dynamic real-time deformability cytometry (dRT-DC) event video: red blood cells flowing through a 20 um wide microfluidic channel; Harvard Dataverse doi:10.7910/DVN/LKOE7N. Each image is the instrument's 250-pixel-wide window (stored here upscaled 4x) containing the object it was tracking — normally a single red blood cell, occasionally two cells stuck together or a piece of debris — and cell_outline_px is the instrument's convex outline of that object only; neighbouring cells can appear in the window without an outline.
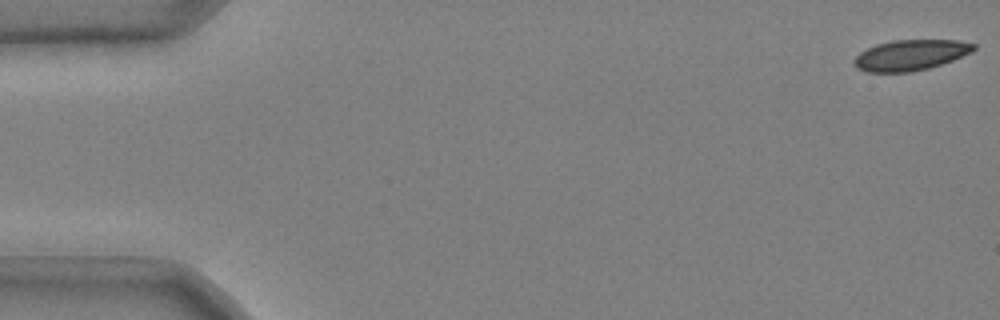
{"species": "common noctule bat (a hibernating species)", "species_latin": "Nyctalus noctula", "temperature_condition": "cold", "stored_images_in_passage": 40, "camera_frame_rate_fps": 3000, "um_per_image_px": 0.085, "animal": {"sex": "male", "body_mass_g": 20.4}, "frame": {"image": 1, "passage_image": 1, "time_ms": 0.0, "image_size_px": [1000, 320], "cell_outline_px": [[976, 48], [972, 52], [952, 60], [928, 68], [912, 72], [868, 72], [856, 68], [852, 60], [860, 52], [876, 44], [892, 40], [956, 40], [976, 44]], "centroid_in_image_um": [77.37, 4.68], "position_along_channel_um": 7.6, "area_um2": 21.33}}